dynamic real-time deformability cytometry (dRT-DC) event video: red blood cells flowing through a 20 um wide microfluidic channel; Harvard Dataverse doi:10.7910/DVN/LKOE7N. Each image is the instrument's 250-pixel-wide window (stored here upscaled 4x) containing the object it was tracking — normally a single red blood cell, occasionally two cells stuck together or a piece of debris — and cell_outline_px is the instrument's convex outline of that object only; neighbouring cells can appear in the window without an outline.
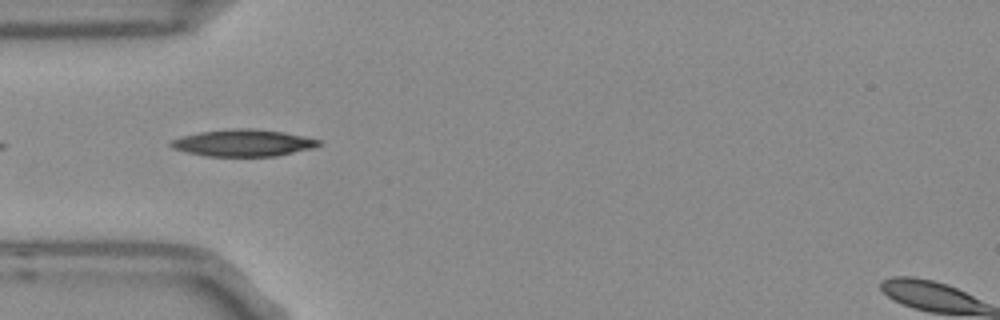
{"species": "Egyptian fruit bat (a non-hibernating species)", "species_latin": "Rousettus aegyptiacus", "temperature_condition": "room temperature", "stored_images_in_passage": 6, "camera_frame_rate_fps": 3000, "um_per_image_px": 0.085, "frame": {"image": 1, "passage_image": 5, "time_ms": 1.333, "image_size_px": [1000, 320], "cell_outline_px": [[320, 144], [312, 148], [276, 156], [208, 156], [188, 152], [172, 148], [168, 144], [172, 140], [180, 136], [200, 132], [236, 128], [252, 128], [284, 132], [320, 140]], "centroid_in_image_um": [20.64, 12.14], "position_along_channel_um": 64.4, "area_um2": 22.95}}
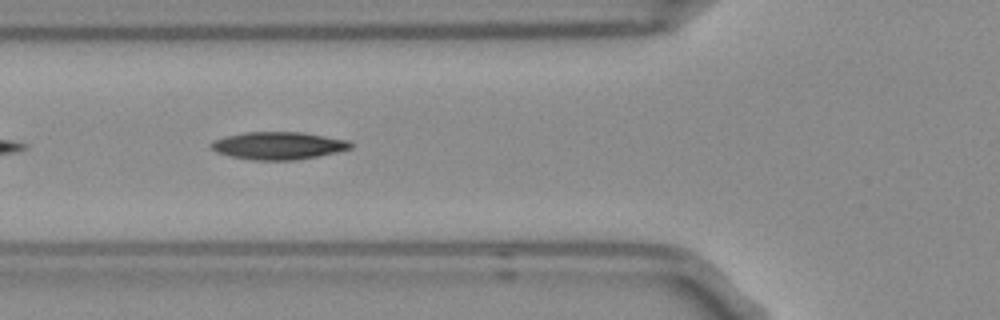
{"frame": {"image": 2, "passage_image": 6, "time_ms": 1.667, "image_size_px": [1000, 320], "cell_outline_px": [[352, 148], [336, 152], [296, 160], [252, 160], [228, 156], [216, 152], [208, 144], [212, 140], [244, 132], [304, 132], [348, 140], [352, 144]], "centroid_in_image_um": [23.63, 12.38], "position_along_channel_um": 102.2, "area_um2": 22.48}}